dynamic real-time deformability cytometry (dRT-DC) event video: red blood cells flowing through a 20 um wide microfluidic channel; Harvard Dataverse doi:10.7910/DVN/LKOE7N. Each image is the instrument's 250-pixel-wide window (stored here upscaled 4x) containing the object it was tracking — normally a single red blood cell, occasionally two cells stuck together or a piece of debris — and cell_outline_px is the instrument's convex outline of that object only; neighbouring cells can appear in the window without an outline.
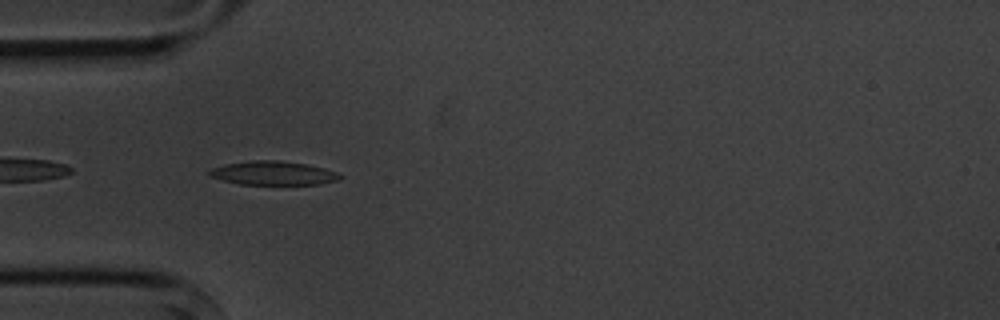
{"species": "common noctule bat (a hibernating species)", "species_latin": "Nyctalus noctula", "temperature_condition": "cold", "stored_images_in_passage": 6, "camera_frame_rate_fps": 3000, "um_per_image_px": 0.085, "animal": {"sex": "male", "body_mass_g": 20.1, "forearm_length_mm": 53.5}, "frame": {"image": 1, "passage_image": 5, "time_ms": 4.667, "image_size_px": [1000, 320], "cell_outline_px": [[344, 176], [336, 180], [320, 184], [240, 184], [208, 176], [208, 172], [212, 168], [228, 164], [252, 160], [276, 160], [308, 164], [324, 168], [336, 172]], "centroid_in_image_um": [23.24, 14.71], "position_along_channel_um": 61.8, "area_um2": 17.92}}
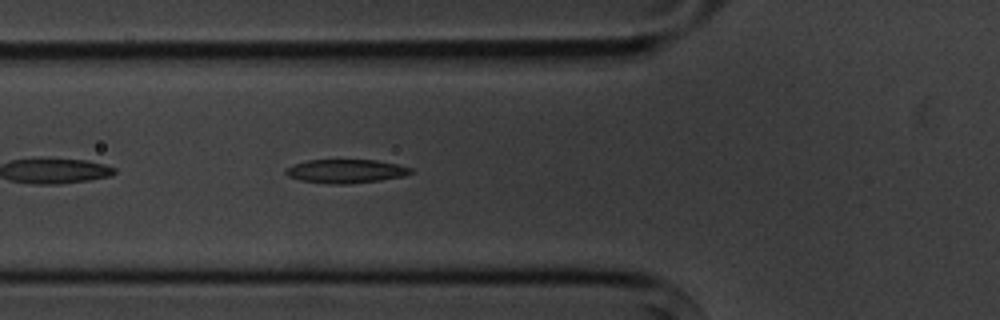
{"frame": {"image": 2, "passage_image": 6, "time_ms": 5.667, "image_size_px": [1000, 320], "cell_outline_px": [[412, 172], [404, 176], [380, 180], [348, 184], [328, 184], [300, 180], [288, 176], [284, 172], [284, 168], [308, 160], [376, 160], [396, 164], [412, 168]], "centroid_in_image_um": [29.37, 14.55], "position_along_channel_um": 96.4, "area_um2": 17.22}}